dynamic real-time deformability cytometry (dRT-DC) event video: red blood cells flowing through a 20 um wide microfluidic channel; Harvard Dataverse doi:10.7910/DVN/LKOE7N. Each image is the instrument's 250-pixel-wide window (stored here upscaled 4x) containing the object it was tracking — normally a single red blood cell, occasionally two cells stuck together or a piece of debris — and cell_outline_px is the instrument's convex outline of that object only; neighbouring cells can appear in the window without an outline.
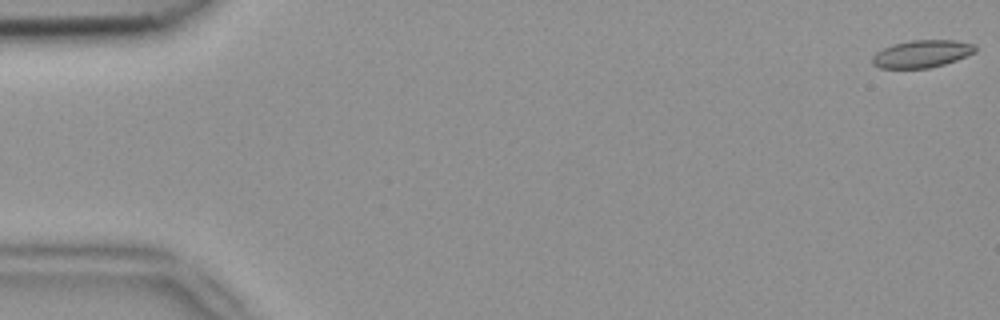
{"species": "common noctule bat (a hibernating species)", "species_latin": "Nyctalus noctula", "temperature_condition": "room temperature", "stored_images_in_passage": 44, "camera_frame_rate_fps": 3000, "um_per_image_px": 0.085, "animal": {"sex": "female", "body_mass_g": 18.4}, "frame": {"image": 1, "passage_image": 1, "time_ms": 0.0, "image_size_px": [1000, 320], "cell_outline_px": [[976, 52], [956, 60], [944, 64], [928, 68], [880, 68], [872, 64], [872, 56], [876, 52], [892, 44], [912, 40], [952, 40], [976, 44]], "centroid_in_image_um": [78.36, 4.57], "position_along_channel_um": 6.6, "area_um2": 16.47}}
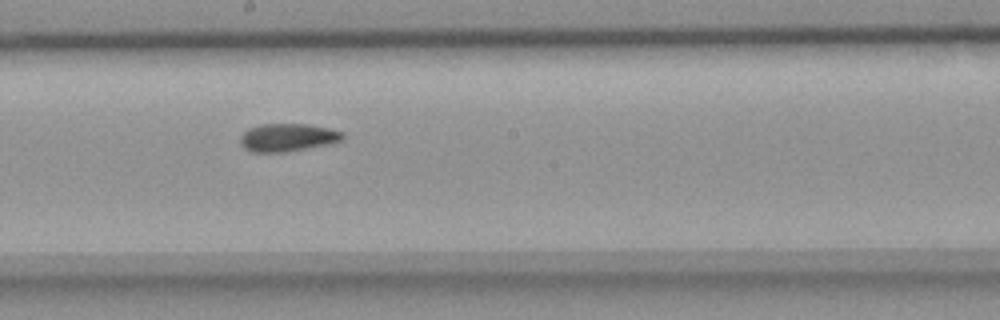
{"frame": {"image": 2, "passage_image": 29, "time_ms": 9.333, "image_size_px": [1000, 320], "cell_outline_px": [[344, 140], [328, 144], [288, 152], [252, 152], [244, 148], [240, 144], [240, 136], [248, 128], [260, 124], [308, 124], [328, 128], [344, 132]], "centroid_in_image_um": [24.45, 11.69], "position_along_channel_um": 223.8, "area_um2": 16.82}}
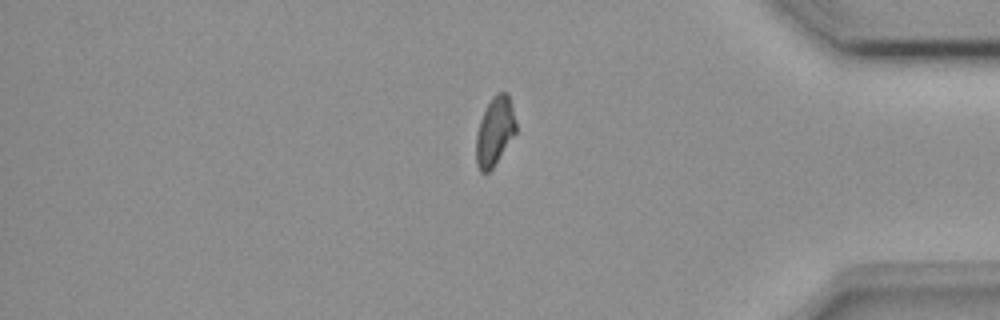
{"frame": {"image": 3, "passage_image": 44, "time_ms": 14.333, "image_size_px": [1000, 320], "cell_outline_px": [[516, 132], [492, 168], [488, 172], [480, 172], [476, 164], [476, 136], [480, 120], [492, 96], [496, 92], [508, 92], [516, 124]], "centroid_in_image_um": [42.04, 11.15], "position_along_channel_um": 393.2, "area_um2": 15.72}, "authors_computed_cell_mechanics": {"area_um2": 16.7331, "velocity_mm_per_s": 3.9037, "shape_relaxation_time_tau1_ms": null, "shape_relaxation_time_tau2_ms": 3.287, "deformation_change_tau1": null, "deformation_change_tau2": 0.0798}}